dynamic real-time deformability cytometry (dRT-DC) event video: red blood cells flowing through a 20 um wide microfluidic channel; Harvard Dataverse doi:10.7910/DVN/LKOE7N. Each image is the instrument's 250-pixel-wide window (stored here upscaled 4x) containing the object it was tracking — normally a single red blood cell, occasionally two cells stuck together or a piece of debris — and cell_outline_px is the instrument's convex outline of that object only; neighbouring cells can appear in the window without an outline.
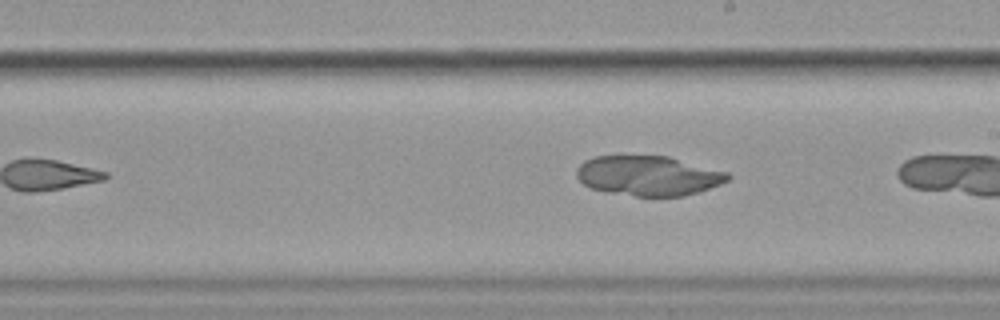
{"species": "common noctule bat (a hibernating species)", "species_latin": "Nyctalus noctula", "temperature_condition": "cold", "stored_images_in_passage": 6, "camera_frame_rate_fps": 3000, "um_per_image_px": 0.085, "animal": {"sex": "female", "body_mass_g": 19.9}, "frame": {"image": 1, "passage_image": 6, "time_ms": 6.0, "image_size_px": [1000, 320], "cell_outline_px": [[732, 176], [728, 180], [720, 184], [684, 196], [636, 196], [608, 192], [588, 188], [576, 176], [576, 168], [584, 160], [596, 156], [668, 156], [728, 172]], "centroid_in_image_um": [55.08, 14.93], "position_along_channel_um": 233.9, "area_um2": 35.08}}